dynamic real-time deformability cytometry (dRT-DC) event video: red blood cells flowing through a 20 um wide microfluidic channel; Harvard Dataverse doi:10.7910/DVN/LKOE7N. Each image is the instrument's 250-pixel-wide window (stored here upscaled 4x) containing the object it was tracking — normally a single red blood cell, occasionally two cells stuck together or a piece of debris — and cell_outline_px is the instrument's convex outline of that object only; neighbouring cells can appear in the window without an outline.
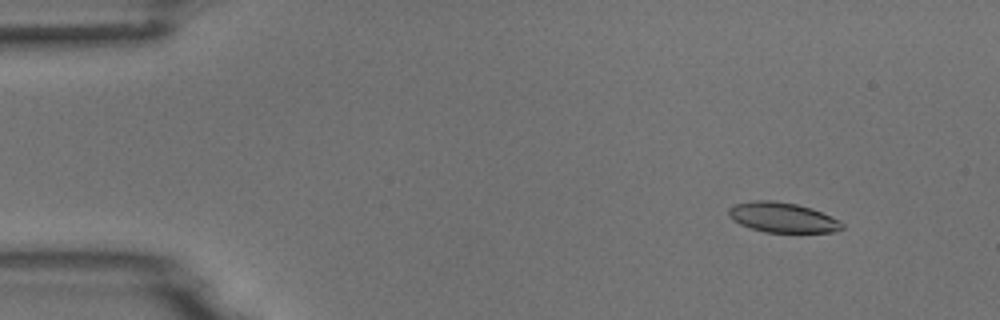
{"species": "common noctule bat (a hibernating species)", "species_latin": "Nyctalus noctula", "temperature_condition": "room temperature", "stored_images_in_passage": 4, "camera_frame_rate_fps": 3000, "um_per_image_px": 0.085, "animal": {"sex": "male", "body_mass_g": 18.8}, "frame": {"image": 1, "passage_image": 1, "time_ms": 0.0, "image_size_px": [1000, 320], "cell_outline_px": [[844, 228], [840, 232], [764, 232], [740, 224], [732, 220], [728, 216], [728, 208], [736, 204], [752, 200], [772, 200], [796, 204], [812, 208], [840, 220], [844, 224]], "centroid_in_image_um": [66.54, 18.48], "position_along_channel_um": 18.5, "area_um2": 20.0}}
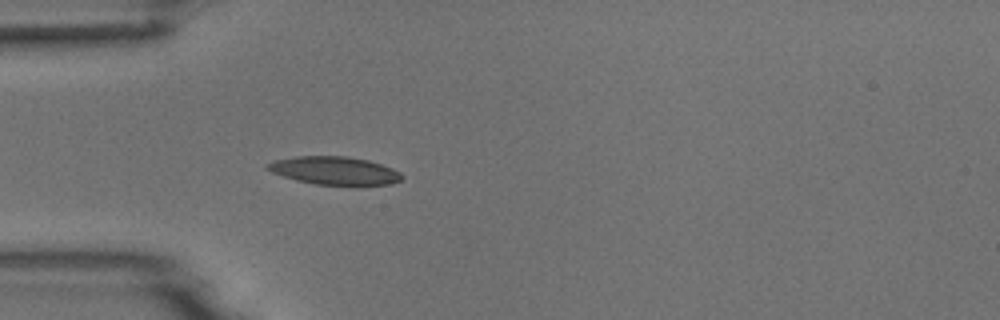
{"frame": {"image": 2, "passage_image": 4, "time_ms": 3.333, "image_size_px": [1000, 320], "cell_outline_px": [[404, 176], [400, 180], [392, 184], [360, 188], [356, 188], [316, 184], [296, 180], [272, 172], [264, 168], [264, 164], [276, 160], [296, 156], [348, 156], [368, 160], [392, 168], [400, 172]], "centroid_in_image_um": [28.5, 14.55], "position_along_channel_um": 56.5, "area_um2": 22.89}}